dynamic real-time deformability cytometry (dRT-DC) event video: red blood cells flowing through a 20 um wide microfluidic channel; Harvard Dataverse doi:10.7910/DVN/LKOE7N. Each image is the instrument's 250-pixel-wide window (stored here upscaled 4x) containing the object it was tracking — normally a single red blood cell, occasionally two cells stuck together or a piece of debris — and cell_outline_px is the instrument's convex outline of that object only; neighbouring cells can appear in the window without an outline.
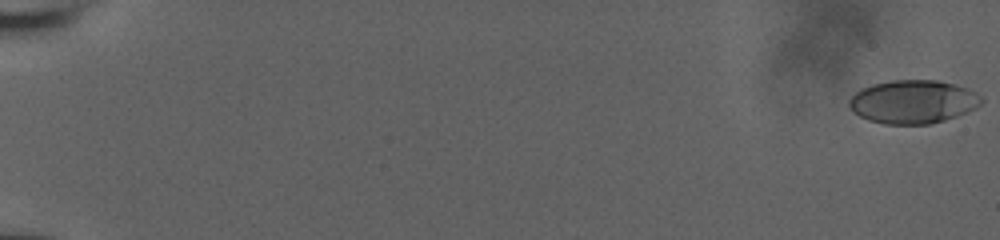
{"species": "human", "species_latin": "Homo sapiens", "temperature_condition": "room temperature", "stored_images_in_passage": 30, "camera_frame_rate_fps": 3000, "um_per_image_px": 0.085, "donor": {"sex": "male"}, "frame": {"image": 1, "passage_image": 1, "time_ms": 0.0, "image_size_px": [1000, 240], "cell_outline_px": [[984, 100], [976, 108], [968, 112], [944, 120], [928, 124], [884, 124], [868, 120], [852, 112], [848, 104], [848, 100], [860, 88], [872, 84], [892, 80], [936, 80], [968, 88], [976, 92]], "centroid_in_image_um": [77.59, 8.65], "position_along_channel_um": 7.4, "area_um2": 33.58}}
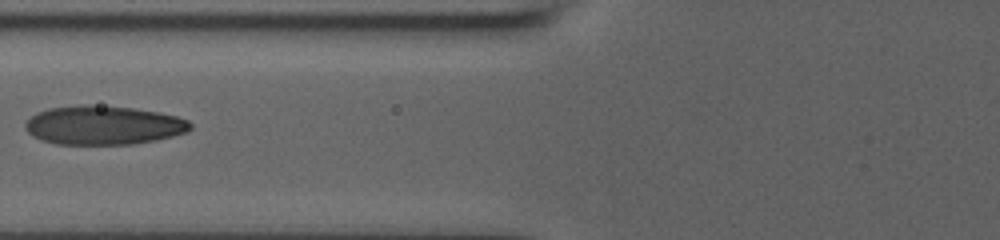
{"frame": {"image": 2, "passage_image": 22, "time_ms": 7.0, "image_size_px": [1000, 240], "cell_outline_px": [[192, 128], [184, 132], [172, 136], [156, 140], [132, 144], [56, 144], [40, 140], [32, 136], [24, 128], [24, 124], [36, 112], [48, 108], [84, 104], [88, 104], [132, 108], [156, 112], [176, 116], [188, 120], [192, 124]], "centroid_in_image_um": [8.75, 10.64], "position_along_channel_um": 117.1, "area_um2": 37.45}}
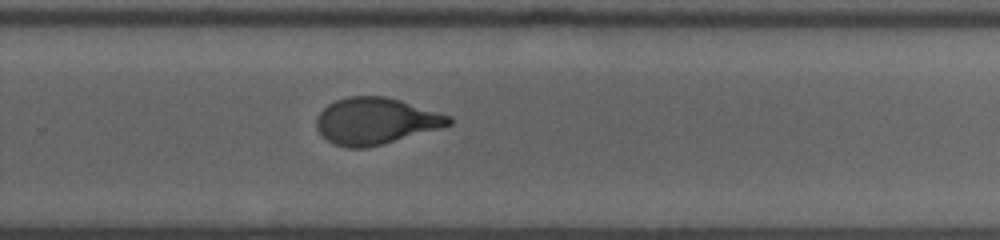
{"frame": {"image": 3, "passage_image": 30, "time_ms": 9.667, "image_size_px": [1000, 240], "cell_outline_px": [[452, 124], [440, 128], [380, 144], [364, 148], [348, 148], [332, 144], [316, 128], [316, 116], [328, 104], [336, 100], [348, 96], [384, 96], [400, 100], [452, 116]], "centroid_in_image_um": [31.91, 10.28], "position_along_channel_um": 297.9, "area_um2": 35.66}}